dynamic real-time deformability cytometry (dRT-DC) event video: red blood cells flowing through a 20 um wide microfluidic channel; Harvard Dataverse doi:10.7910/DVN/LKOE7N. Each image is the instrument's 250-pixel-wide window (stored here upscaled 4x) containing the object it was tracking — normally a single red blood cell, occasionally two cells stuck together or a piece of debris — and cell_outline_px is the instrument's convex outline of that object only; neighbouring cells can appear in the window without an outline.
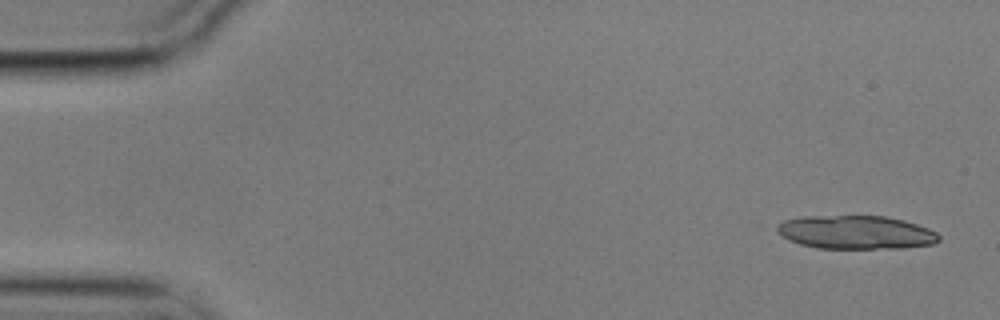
{"species": "common noctule bat (a hibernating species)", "species_latin": "Nyctalus noctula", "temperature_condition": "cold", "stored_images_in_passage": 5, "camera_frame_rate_fps": 3000, "um_per_image_px": 0.085, "animal": {"sex": "male", "body_mass_g": 17.9}, "frame": {"image": 1, "passage_image": 1, "time_ms": 0.0, "image_size_px": [1000, 320], "cell_outline_px": [[940, 240], [932, 244], [904, 248], [816, 248], [800, 244], [788, 240], [776, 232], [776, 224], [784, 220], [804, 216], [884, 216], [904, 220], [928, 228], [936, 232], [940, 236]], "centroid_in_image_um": [72.72, 19.74], "position_along_channel_um": 12.3, "area_um2": 31.73}}
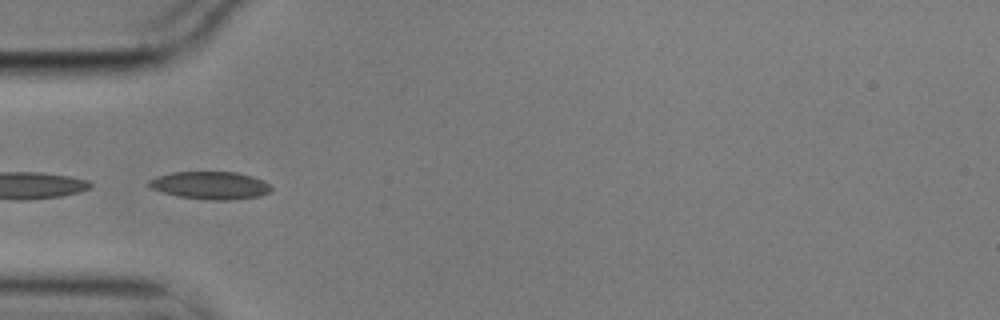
{"frame": {"image": 2, "passage_image": 5, "time_ms": 1.333, "image_size_px": [1000, 320], "cell_outline_px": [[272, 188], [268, 192], [260, 196], [232, 200], [208, 200], [180, 196], [164, 192], [152, 188], [148, 184], [148, 180], [156, 176], [172, 172], [236, 172], [252, 176], [264, 180]], "centroid_in_image_um": [17.89, 15.75], "position_along_channel_um": 67.1, "area_um2": 19.65}}